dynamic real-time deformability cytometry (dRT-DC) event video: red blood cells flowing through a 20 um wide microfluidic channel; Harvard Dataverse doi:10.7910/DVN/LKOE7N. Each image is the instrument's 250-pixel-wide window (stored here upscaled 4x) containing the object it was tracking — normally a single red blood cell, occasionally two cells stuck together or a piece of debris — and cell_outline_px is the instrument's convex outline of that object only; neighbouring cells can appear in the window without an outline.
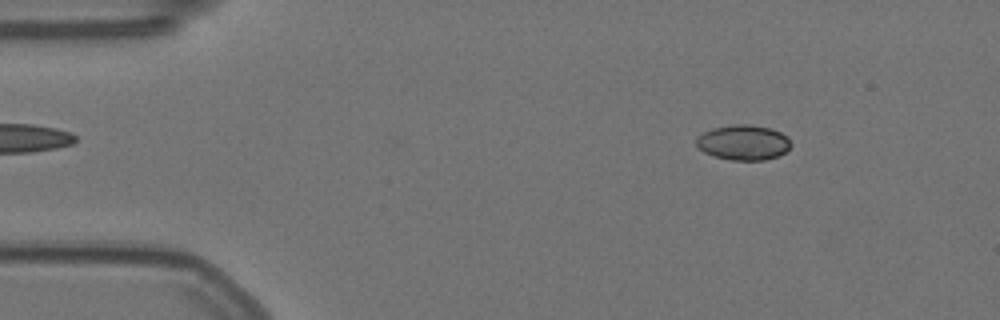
{"species": "Egyptian fruit bat (a non-hibernating species)", "species_latin": "Rousettus aegyptiacus", "temperature_condition": "warm", "stored_images_in_passage": 56, "camera_frame_rate_fps": 3000, "um_per_image_px": 0.085, "animal": {"sex": "female"}, "frame": {"image": 1, "passage_image": 7, "time_ms": 2.0, "image_size_px": [1000, 320], "cell_outline_px": [[792, 144], [780, 156], [764, 160], [728, 160], [712, 156], [704, 152], [696, 144], [696, 136], [712, 128], [732, 124], [748, 124], [772, 128], [788, 136]], "centroid_in_image_um": [63.19, 12.11], "position_along_channel_um": 21.8, "area_um2": 19.65}}
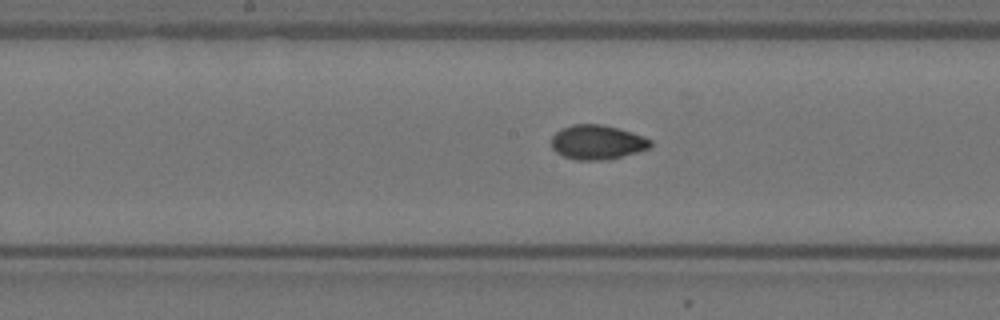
{"frame": {"image": 2, "passage_image": 28, "time_ms": 9.0, "image_size_px": [1000, 320], "cell_outline_px": [[652, 148], [608, 160], [576, 160], [564, 156], [556, 152], [552, 148], [552, 136], [560, 128], [572, 124], [600, 124], [632, 132], [644, 136], [652, 140]], "centroid_in_image_um": [50.78, 12.09], "position_along_channel_um": 197.4, "area_um2": 20.06}}
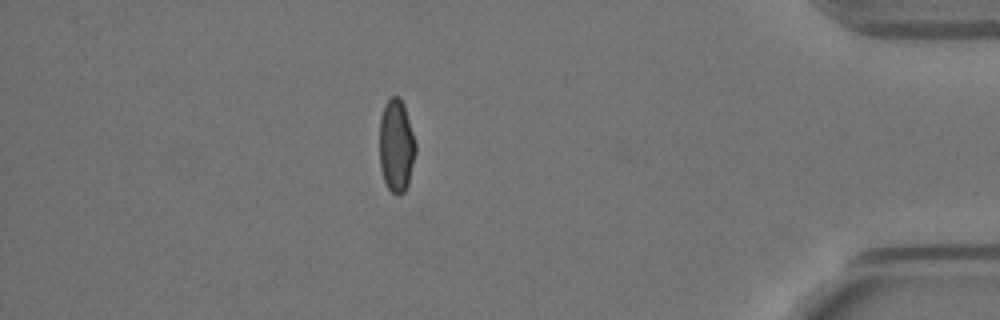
{"frame": {"image": 3, "passage_image": 49, "time_ms": 16.0, "image_size_px": [1000, 320], "cell_outline_px": [[416, 152], [408, 184], [404, 192], [396, 196], [388, 188], [384, 180], [380, 168], [380, 116], [384, 104], [392, 96], [400, 96], [404, 104], [416, 144]], "centroid_in_image_um": [33.68, 12.38], "position_along_channel_um": 401.5, "area_um2": 19.65}, "authors_computed_cell_mechanics": {"area_um2": 19.5942, "velocity_mm_per_s": 3.5475, "shape_relaxation_time_tau1_ms": 3.9973, "shape_relaxation_time_tau2_ms": 4.1365, "deformation_change_tau1": 0.1073, "deformation_change_tau2": 0.0665}}